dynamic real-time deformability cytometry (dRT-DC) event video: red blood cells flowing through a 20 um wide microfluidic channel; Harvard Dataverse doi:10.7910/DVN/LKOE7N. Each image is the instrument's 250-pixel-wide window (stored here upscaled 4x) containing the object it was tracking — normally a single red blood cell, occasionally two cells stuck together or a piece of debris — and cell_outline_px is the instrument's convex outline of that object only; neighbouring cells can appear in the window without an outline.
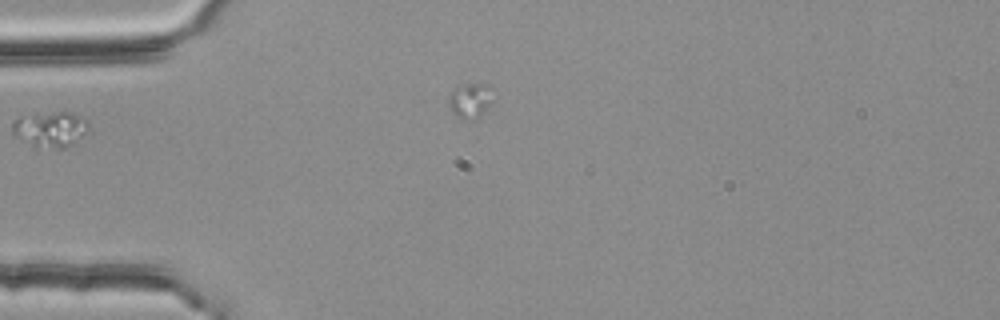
{"species": "common noctule bat (a hibernating species)", "species_latin": "Nyctalus noctula", "temperature_condition": "room temperature", "stored_images_in_passage": 3, "camera_frame_rate_fps": 3000, "um_per_image_px": 0.085, "animal": {"sex": "female", "body_mass_g": 25.1}, "frame": {"image": 1, "passage_image": 2, "time_ms": 0.333, "image_size_px": [1000, 320], "cell_outline_px": [[88, 128], [68, 148], [36, 152], [20, 140], [12, 132], [12, 124], [20, 116], [32, 112], [64, 108], [88, 120]], "centroid_in_image_um": [4.22, 10.98], "position_along_channel_um": 80.8, "area_um2": 17.34}}